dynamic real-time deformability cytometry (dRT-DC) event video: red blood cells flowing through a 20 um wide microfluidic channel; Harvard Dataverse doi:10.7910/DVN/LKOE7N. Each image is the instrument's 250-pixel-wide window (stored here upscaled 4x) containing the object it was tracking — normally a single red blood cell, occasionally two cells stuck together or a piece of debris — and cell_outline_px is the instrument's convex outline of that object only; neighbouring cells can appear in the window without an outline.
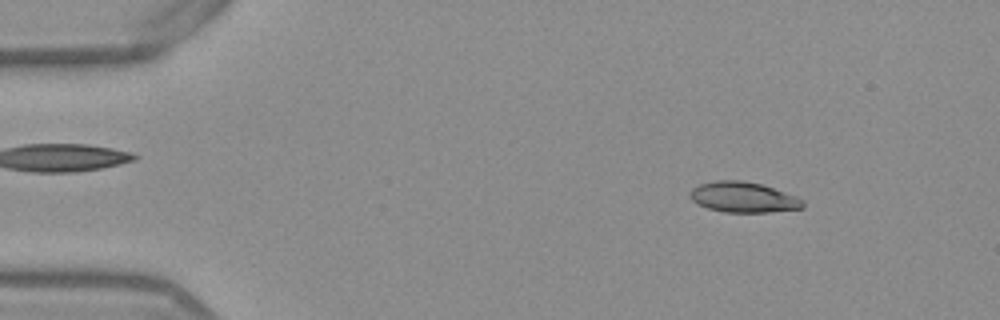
{"species": "Egyptian fruit bat (a non-hibernating species)", "species_latin": "Rousettus aegyptiacus", "temperature_condition": "warm", "stored_images_in_passage": 52, "camera_frame_rate_fps": 3000, "um_per_image_px": 0.085, "frame": {"image": 1, "passage_image": 6, "time_ms": 1.667, "image_size_px": [1000, 320], "cell_outline_px": [[804, 208], [768, 212], [724, 212], [708, 208], [696, 204], [688, 196], [688, 192], [692, 188], [700, 184], [716, 180], [740, 180], [760, 184], [796, 196], [804, 200]], "centroid_in_image_um": [63.14, 16.77], "position_along_channel_um": 21.9, "area_um2": 20.06}}
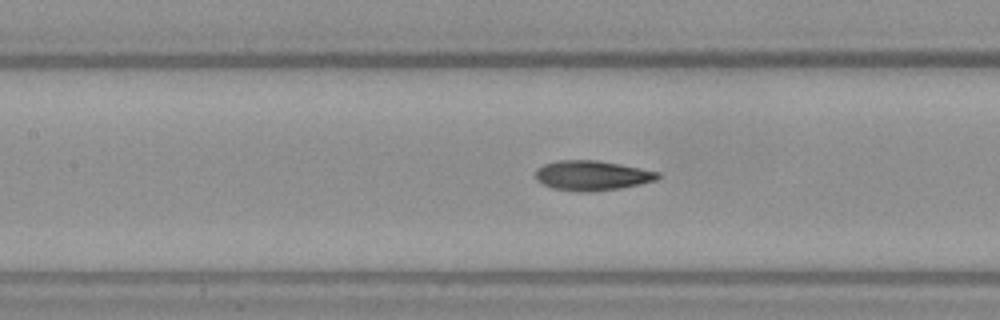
{"frame": {"image": 2, "passage_image": 23, "time_ms": 7.333, "image_size_px": [1000, 320], "cell_outline_px": [[660, 176], [656, 180], [640, 184], [620, 188], [592, 192], [580, 192], [552, 188], [536, 180], [536, 168], [544, 164], [556, 160], [596, 160], [620, 164], [660, 172]], "centroid_in_image_um": [50.31, 14.92], "position_along_channel_um": 157.1, "area_um2": 21.33}}
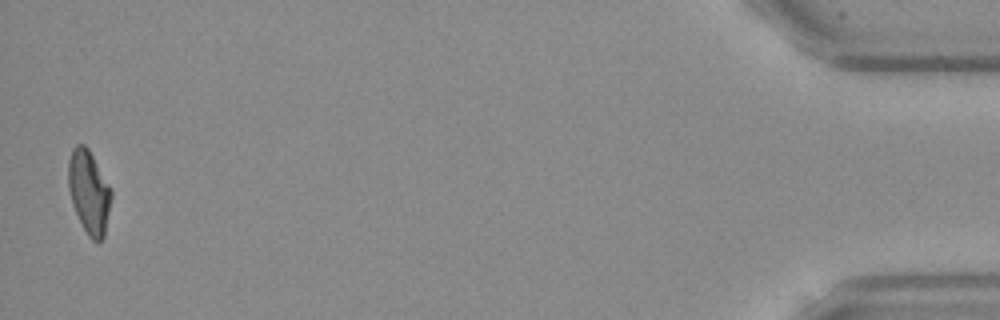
{"frame": {"image": 3, "passage_image": 51, "time_ms": 16.667, "image_size_px": [1000, 320], "cell_outline_px": [[112, 196], [104, 236], [96, 244], [88, 236], [72, 204], [68, 188], [68, 160], [72, 148], [76, 144], [84, 144], [88, 148], [112, 188]], "centroid_in_image_um": [7.56, 16.3], "position_along_channel_um": 427.6, "area_um2": 20.98}, "authors_computed_cell_mechanics": {"area_um2": 20.8658, "velocity_mm_per_s": 3.8744, "shape_relaxation_time_tau1_ms": 5.5746, "shape_relaxation_time_tau2_ms": 2.0111, "deformation_change_tau1": 0.176, "deformation_change_tau2": 0.0876}}